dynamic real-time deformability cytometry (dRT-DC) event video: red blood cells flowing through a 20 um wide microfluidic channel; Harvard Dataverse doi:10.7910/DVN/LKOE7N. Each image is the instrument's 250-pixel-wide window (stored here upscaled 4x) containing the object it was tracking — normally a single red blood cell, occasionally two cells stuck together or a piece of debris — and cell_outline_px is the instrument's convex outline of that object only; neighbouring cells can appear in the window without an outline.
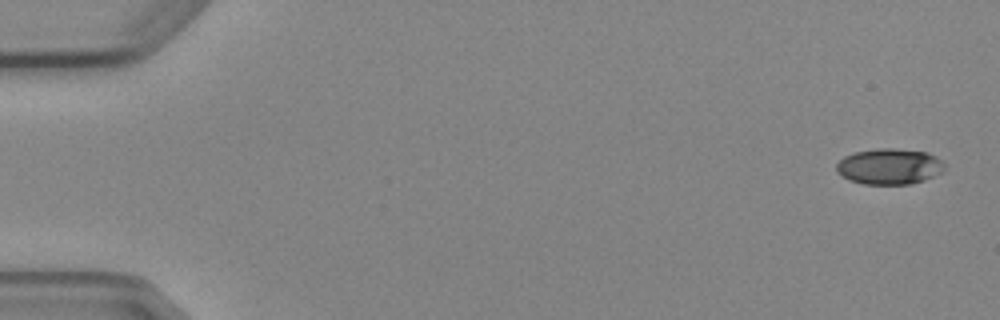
{"species": "Egyptian fruit bat (a non-hibernating species)", "species_latin": "Rousettus aegyptiacus", "temperature_condition": "cold", "stored_images_in_passage": 5, "camera_frame_rate_fps": 3000, "um_per_image_px": 0.085, "animal": {"sex": "female"}, "frame": {"image": 1, "passage_image": 1, "time_ms": 0.0, "image_size_px": [1000, 320], "cell_outline_px": [[944, 168], [940, 172], [924, 180], [912, 184], [864, 184], [848, 180], [836, 172], [836, 164], [844, 156], [856, 152], [880, 148], [892, 148], [928, 152], [936, 156], [944, 164]], "centroid_in_image_um": [75.57, 14.15], "position_along_channel_um": 9.4, "area_um2": 22.54}}
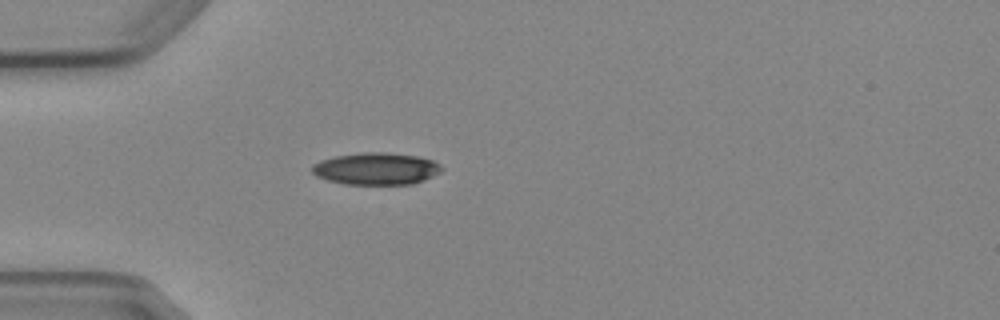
{"frame": {"image": 2, "passage_image": 5, "time_ms": 4.667, "image_size_px": [1000, 320], "cell_outline_px": [[444, 168], [440, 172], [424, 180], [412, 184], [344, 184], [328, 180], [316, 176], [312, 172], [312, 164], [320, 160], [336, 156], [364, 152], [388, 152], [416, 156], [432, 160], [440, 164]], "centroid_in_image_um": [31.97, 14.34], "position_along_channel_um": 53.0, "area_um2": 24.22}}